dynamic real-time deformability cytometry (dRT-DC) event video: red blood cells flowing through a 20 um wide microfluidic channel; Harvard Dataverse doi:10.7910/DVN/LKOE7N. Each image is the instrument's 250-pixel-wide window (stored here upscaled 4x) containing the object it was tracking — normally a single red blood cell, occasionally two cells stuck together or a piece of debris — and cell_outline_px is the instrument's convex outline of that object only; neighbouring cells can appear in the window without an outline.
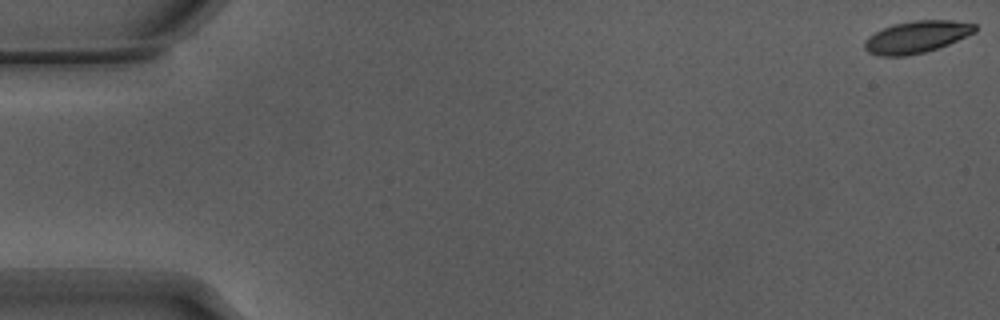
{"species": "Egyptian fruit bat (a non-hibernating species)", "species_latin": "Rousettus aegyptiacus", "temperature_condition": "warm", "stored_images_in_passage": 55, "camera_frame_rate_fps": 3000, "um_per_image_px": 0.085, "animal": {"sex": "male"}, "frame": {"image": 1, "passage_image": 1, "time_ms": 0.0, "image_size_px": [1000, 320], "cell_outline_px": [[976, 32], [948, 44], [924, 52], [904, 56], [880, 56], [868, 52], [864, 48], [864, 40], [868, 36], [892, 24], [912, 20], [952, 20], [976, 24]], "centroid_in_image_um": [77.89, 3.13], "position_along_channel_um": 7.1, "area_um2": 20.58}}
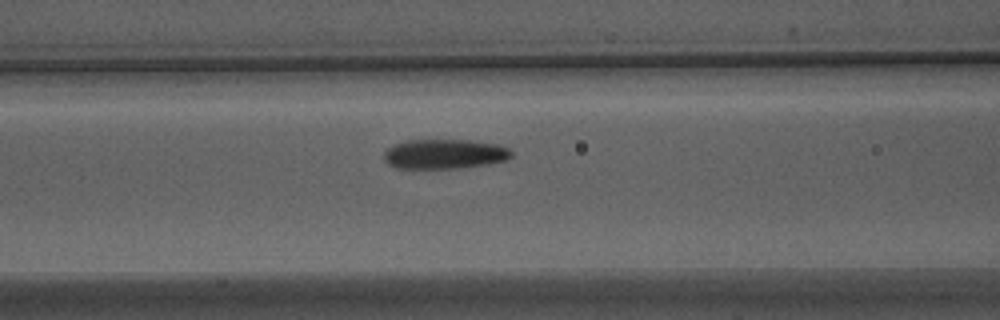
{"frame": {"image": 2, "passage_image": 23, "time_ms": 7.333, "image_size_px": [1000, 320], "cell_outline_px": [[512, 156], [508, 160], [488, 164], [460, 168], [396, 168], [388, 164], [384, 160], [384, 152], [392, 144], [404, 140], [468, 140], [500, 144], [508, 148], [512, 152]], "centroid_in_image_um": [37.79, 13.08], "position_along_channel_um": 128.8, "area_um2": 22.31}}
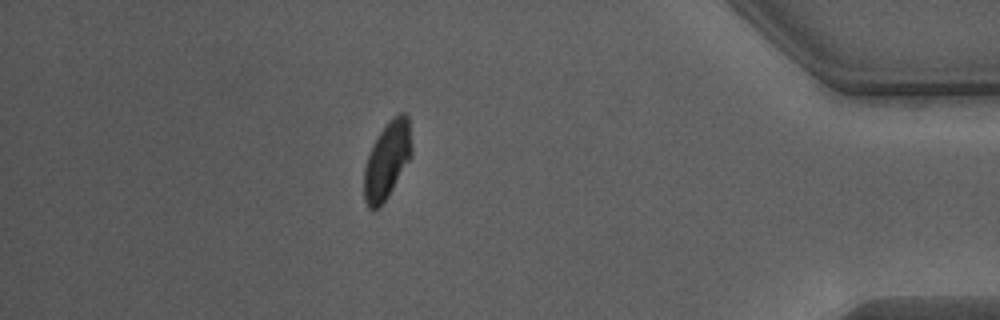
{"frame": {"image": 3, "passage_image": 48, "time_ms": 15.667, "image_size_px": [1000, 320], "cell_outline_px": [[412, 156], [392, 188], [384, 200], [372, 212], [368, 208], [364, 200], [364, 168], [372, 144], [388, 120], [392, 116], [400, 112], [404, 112], [408, 116], [412, 148]], "centroid_in_image_um": [32.9, 13.57], "position_along_channel_um": 402.3, "area_um2": 21.27}, "authors_computed_cell_mechanics": {"area_um2": 21.9062, "velocity_mm_per_s": 3.8207, "shape_relaxation_time_tau1_ms": 2.8102, "shape_relaxation_time_tau2_ms": 1.4713, "deformation_change_tau1": 0.1183, "deformation_change_tau2": 0.0665}}